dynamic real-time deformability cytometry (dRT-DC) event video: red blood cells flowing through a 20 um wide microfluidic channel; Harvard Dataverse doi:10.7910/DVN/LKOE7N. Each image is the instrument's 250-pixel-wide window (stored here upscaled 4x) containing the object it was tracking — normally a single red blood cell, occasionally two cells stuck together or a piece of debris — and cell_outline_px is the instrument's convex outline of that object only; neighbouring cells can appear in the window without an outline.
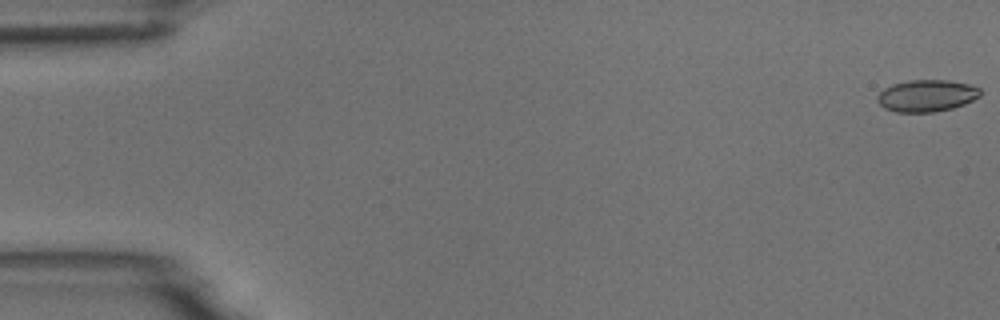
{"species": "common noctule bat (a hibernating species)", "species_latin": "Nyctalus noctula", "temperature_condition": "room temperature", "stored_images_in_passage": 5, "camera_frame_rate_fps": 3000, "um_per_image_px": 0.085, "animal": {"sex": "male", "body_mass_g": 18.8}, "frame": {"image": 1, "passage_image": 1, "time_ms": 0.0, "image_size_px": [1000, 320], "cell_outline_px": [[980, 96], [964, 104], [952, 108], [932, 112], [896, 112], [884, 108], [876, 100], [876, 96], [884, 88], [892, 84], [908, 80], [948, 80], [968, 84], [980, 88]], "centroid_in_image_um": [78.73, 8.13], "position_along_channel_um": 6.3, "area_um2": 19.13}}
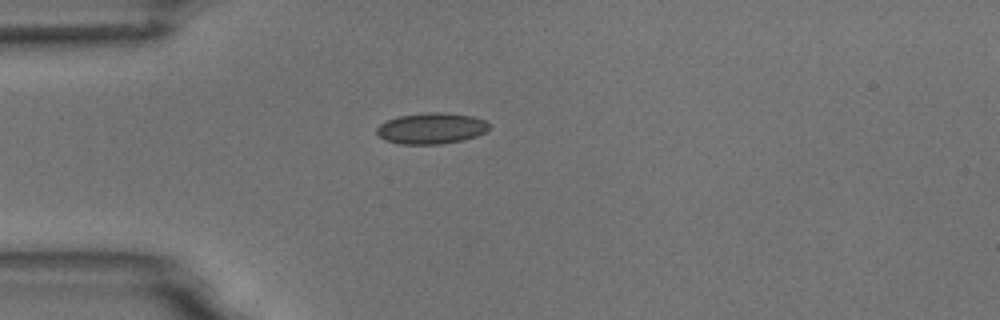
{"frame": {"image": 2, "passage_image": 5, "time_ms": 4.667, "image_size_px": [1000, 320], "cell_outline_px": [[488, 128], [484, 132], [476, 136], [464, 140], [440, 144], [400, 144], [384, 140], [376, 132], [376, 128], [380, 124], [388, 120], [400, 116], [428, 112], [444, 112], [472, 116], [484, 120], [488, 124]], "centroid_in_image_um": [36.65, 10.91], "position_along_channel_um": 48.4, "area_um2": 20.23}}